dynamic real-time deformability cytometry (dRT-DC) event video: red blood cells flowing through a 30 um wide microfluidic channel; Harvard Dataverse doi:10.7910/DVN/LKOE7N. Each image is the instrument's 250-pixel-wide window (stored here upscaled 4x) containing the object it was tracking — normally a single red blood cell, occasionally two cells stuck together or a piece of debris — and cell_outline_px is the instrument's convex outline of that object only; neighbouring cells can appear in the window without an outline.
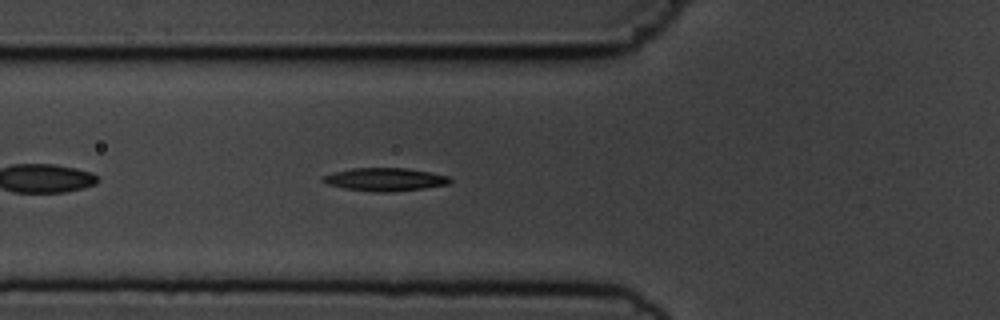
{"species": "common noctule bat (a hibernating species)", "species_latin": "Nyctalus noctula", "temperature_condition": "cold", "stored_images_in_passage": 42, "camera_frame_rate_fps": 3000, "um_per_image_px": 0.085, "animal": {"sex": "male", "body_mass_g": 19.5, "forearm_length_mm": 54.6}, "frame": {"image": 1, "passage_image": 6, "time_ms": 1.667, "image_size_px": [1000, 320], "cell_outline_px": [[452, 180], [448, 184], [424, 188], [392, 192], [372, 192], [344, 188], [328, 184], [320, 180], [324, 176], [332, 172], [352, 168], [408, 168], [448, 176]], "centroid_in_image_um": [32.7, 15.25], "position_along_channel_um": 93.1, "area_um2": 17.05}}
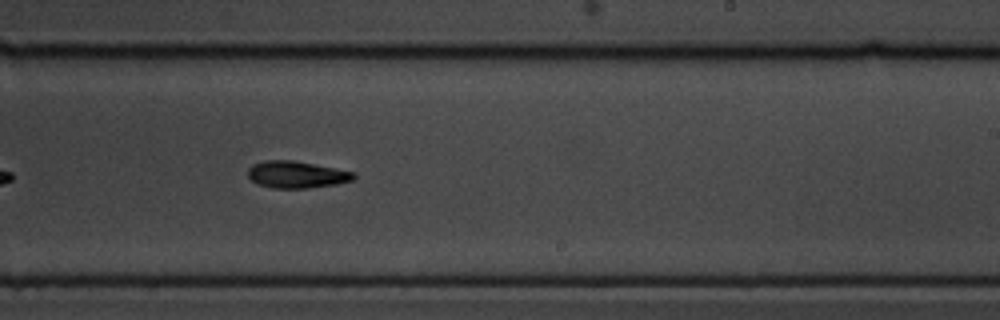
{"frame": {"image": 2, "passage_image": 20, "time_ms": 6.333, "image_size_px": [1000, 320], "cell_outline_px": [[356, 176], [352, 180], [336, 184], [308, 188], [272, 188], [256, 184], [248, 176], [248, 168], [252, 164], [264, 160], [292, 160], [356, 172]], "centroid_in_image_um": [25.18, 14.84], "position_along_channel_um": 263.8, "area_um2": 16.65}}
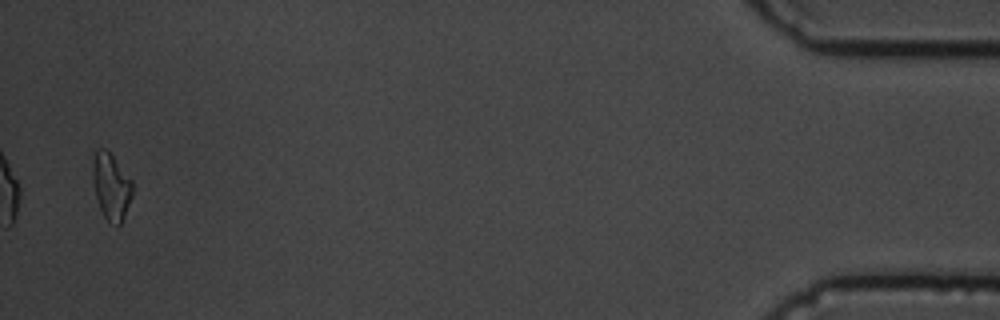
{"frame": {"image": 3, "passage_image": 40, "time_ms": 13.0, "image_size_px": [1000, 320], "cell_outline_px": [[132, 196], [124, 216], [120, 224], [116, 224], [108, 220], [104, 216], [100, 208], [96, 196], [92, 180], [92, 160], [96, 152], [100, 148], [104, 148], [112, 156], [132, 180]], "centroid_in_image_um": [9.44, 15.83], "position_along_channel_um": 425.8, "area_um2": 15.09}}